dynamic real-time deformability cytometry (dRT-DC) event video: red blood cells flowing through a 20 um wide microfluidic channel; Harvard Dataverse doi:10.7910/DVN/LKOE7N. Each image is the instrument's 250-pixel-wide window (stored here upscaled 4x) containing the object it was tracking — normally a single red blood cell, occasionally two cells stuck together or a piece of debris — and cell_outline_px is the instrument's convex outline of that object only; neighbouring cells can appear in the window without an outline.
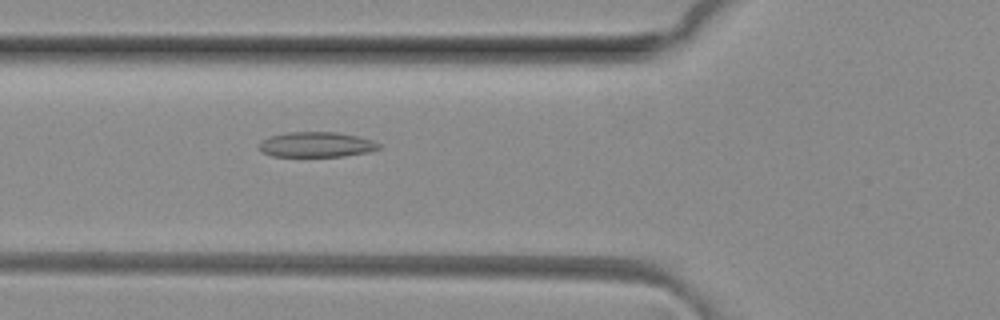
{"species": "common noctule bat (a hibernating species)", "species_latin": "Nyctalus noctula", "temperature_condition": "room temperature", "stored_images_in_passage": 5, "camera_frame_rate_fps": 3000, "um_per_image_px": 0.085, "animal": {"sex": "female", "body_mass_g": 29.2, "forearm_length_mm": 56.3}, "frame": {"image": 1, "passage_image": 5, "time_ms": 1.333, "image_size_px": [1000, 320], "cell_outline_px": [[380, 148], [368, 152], [344, 156], [272, 156], [260, 152], [260, 140], [272, 136], [288, 132], [336, 132], [356, 136], [372, 140], [380, 144]], "centroid_in_image_um": [26.88, 12.29], "position_along_channel_um": 98.9, "area_um2": 17.46}}